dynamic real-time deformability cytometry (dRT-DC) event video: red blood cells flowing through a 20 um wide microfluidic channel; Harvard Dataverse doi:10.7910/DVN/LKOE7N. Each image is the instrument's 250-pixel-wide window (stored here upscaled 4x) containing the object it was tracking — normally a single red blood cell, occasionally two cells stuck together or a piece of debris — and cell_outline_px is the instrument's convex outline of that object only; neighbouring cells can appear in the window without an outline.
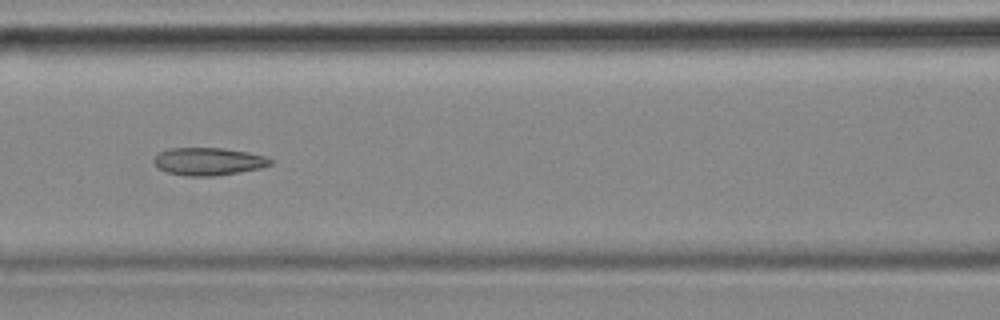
{"species": "common noctule bat (a hibernating species)", "species_latin": "Nyctalus noctula", "temperature_condition": "cold", "stored_images_in_passage": 5, "camera_frame_rate_fps": 3000, "um_per_image_px": 0.085, "animal": {"sex": "female", "body_mass_g": 18.4}, "frame": {"image": 1, "passage_image": 4, "time_ms": 1.0, "image_size_px": [1000, 320], "cell_outline_px": [[272, 164], [260, 168], [240, 172], [216, 176], [188, 176], [168, 172], [160, 168], [152, 160], [160, 152], [172, 148], [224, 148], [248, 152], [264, 156], [272, 160]], "centroid_in_image_um": [17.75, 13.72], "position_along_channel_um": 148.9, "area_um2": 18.61}}
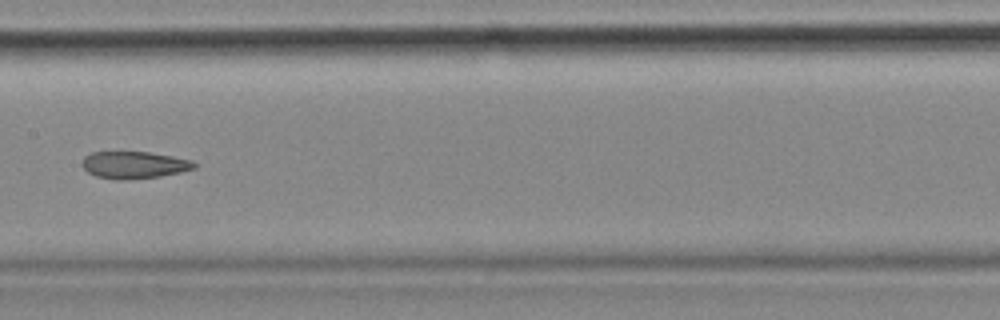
{"frame": {"image": 2, "passage_image": 5, "time_ms": 1.333, "image_size_px": [1000, 320], "cell_outline_px": [[196, 168], [180, 172], [160, 176], [124, 180], [116, 180], [96, 176], [88, 172], [80, 164], [84, 156], [92, 152], [148, 152], [172, 156], [192, 160], [196, 164]], "centroid_in_image_um": [11.38, 14.02], "position_along_channel_um": 196.0, "area_um2": 17.74}}